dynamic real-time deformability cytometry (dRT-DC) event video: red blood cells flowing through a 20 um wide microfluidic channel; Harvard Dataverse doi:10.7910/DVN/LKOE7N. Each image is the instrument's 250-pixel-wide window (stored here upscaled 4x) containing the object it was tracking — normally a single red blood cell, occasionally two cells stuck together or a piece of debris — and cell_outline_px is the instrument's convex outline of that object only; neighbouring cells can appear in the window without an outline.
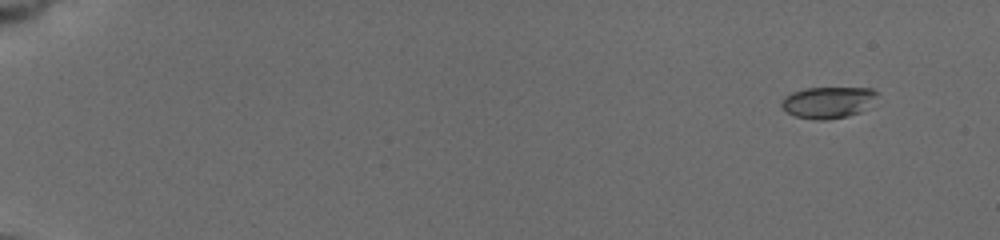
{"species": "common noctule bat (a hibernating species)", "species_latin": "Nyctalus noctula", "temperature_condition": "cold", "stored_images_in_passage": 54, "camera_frame_rate_fps": 3000, "um_per_image_px": 0.085, "animal": {"sex": "female", "body_mass_g": 19.5, "forearm_length_mm": 54.1}, "frame": {"image": 1, "passage_image": 1, "time_ms": 0.0, "image_size_px": [1000, 240], "cell_outline_px": [[876, 92], [860, 112], [848, 116], [824, 120], [820, 120], [796, 116], [788, 112], [780, 104], [784, 96], [792, 92], [804, 88], [872, 88]], "centroid_in_image_um": [70.28, 8.69], "position_along_channel_um": 14.7, "area_um2": 16.94}}
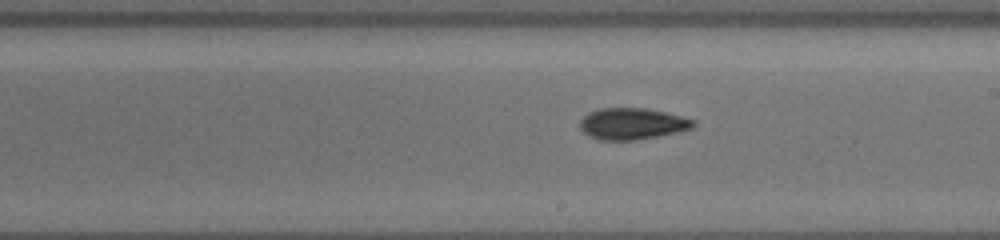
{"frame": {"image": 2, "passage_image": 32, "time_ms": 10.333, "image_size_px": [1000, 240], "cell_outline_px": [[696, 124], [692, 128], [676, 132], [636, 140], [600, 140], [584, 132], [580, 128], [580, 120], [588, 112], [600, 108], [648, 108], [668, 112], [696, 120]], "centroid_in_image_um": [53.76, 10.5], "position_along_channel_um": 235.2, "area_um2": 20.81}}
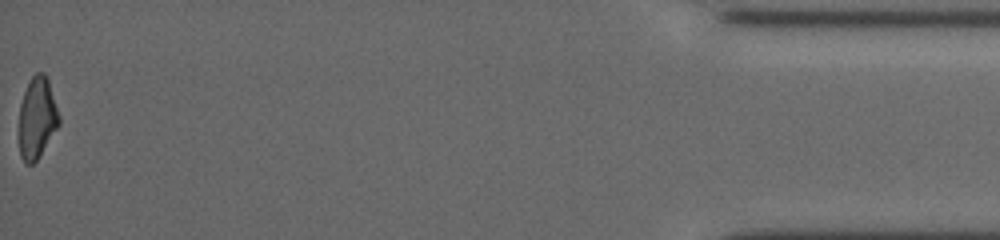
{"frame": {"image": 3, "passage_image": 54, "time_ms": 17.667, "image_size_px": [1000, 240], "cell_outline_px": [[60, 124], [36, 160], [32, 164], [24, 164], [20, 156], [20, 104], [24, 92], [32, 76], [36, 72], [44, 72], [48, 80], [60, 116]], "centroid_in_image_um": [3.16, 10.02], "position_along_channel_um": 432.0, "area_um2": 18.73}, "authors_computed_cell_mechanics": {"area_um2": 19.3919, "velocity_mm_per_s": 3.7668, "shape_relaxation_time_tau1_ms": 2.3573, "shape_relaxation_time_tau2_ms": 8.8594, "deformation_change_tau1": 0.1336, "deformation_change_tau2": 0.1746}}